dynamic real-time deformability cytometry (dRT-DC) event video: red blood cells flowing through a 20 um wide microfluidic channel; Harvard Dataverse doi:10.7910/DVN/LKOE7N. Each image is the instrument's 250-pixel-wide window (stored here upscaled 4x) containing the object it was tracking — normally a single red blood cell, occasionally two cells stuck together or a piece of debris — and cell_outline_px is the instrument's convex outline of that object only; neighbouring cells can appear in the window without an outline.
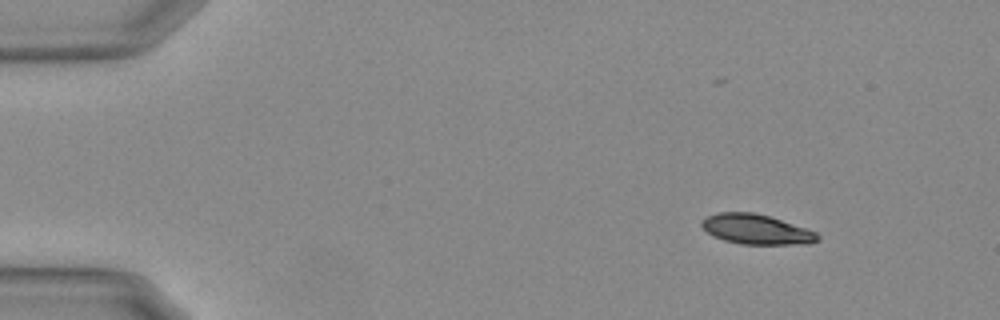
{"species": "Egyptian fruit bat (a non-hibernating species)", "species_latin": "Rousettus aegyptiacus", "temperature_condition": "warm", "stored_images_in_passage": 15, "camera_frame_rate_fps": 3000, "um_per_image_px": 0.085, "animal": {"sex": "female"}, "frame": {"image": 1, "passage_image": 1, "time_ms": 0.0, "image_size_px": [1000, 320], "cell_outline_px": [[820, 240], [812, 244], [740, 244], [724, 240], [712, 236], [700, 224], [700, 220], [708, 216], [720, 212], [752, 212], [768, 216], [816, 232], [820, 236]], "centroid_in_image_um": [64.28, 19.5], "position_along_channel_um": 20.7, "area_um2": 20.11}}
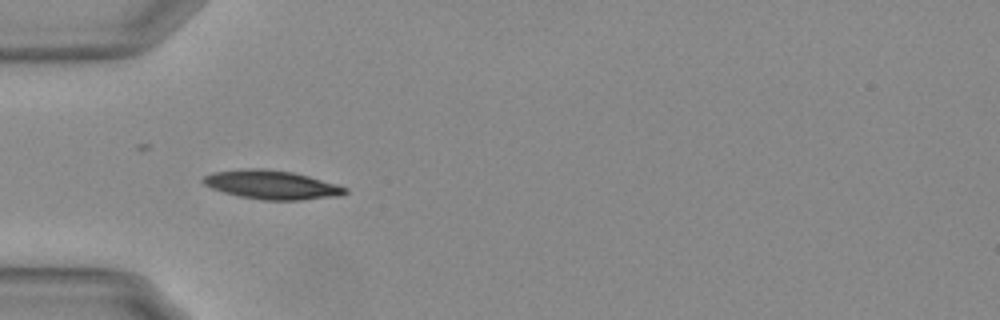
{"frame": {"image": 2, "passage_image": 12, "time_ms": 3.667, "image_size_px": [1000, 320], "cell_outline_px": [[348, 192], [336, 196], [300, 200], [264, 200], [240, 196], [224, 192], [212, 188], [204, 184], [200, 180], [204, 176], [212, 172], [248, 168], [260, 168], [292, 172], [308, 176], [336, 184], [348, 188]], "centroid_in_image_um": [23.07, 15.7], "position_along_channel_um": 61.9, "area_um2": 23.64}}